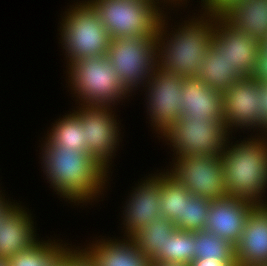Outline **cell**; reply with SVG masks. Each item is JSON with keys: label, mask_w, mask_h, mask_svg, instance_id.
<instances>
[{"label": "cell", "mask_w": 267, "mask_h": 266, "mask_svg": "<svg viewBox=\"0 0 267 266\" xmlns=\"http://www.w3.org/2000/svg\"><path fill=\"white\" fill-rule=\"evenodd\" d=\"M60 243L51 239L39 240L31 248L9 257L8 264L9 266H56L72 249Z\"/></svg>", "instance_id": "obj_23"}, {"label": "cell", "mask_w": 267, "mask_h": 266, "mask_svg": "<svg viewBox=\"0 0 267 266\" xmlns=\"http://www.w3.org/2000/svg\"><path fill=\"white\" fill-rule=\"evenodd\" d=\"M252 78L261 84H267V51L261 46L252 72Z\"/></svg>", "instance_id": "obj_31"}, {"label": "cell", "mask_w": 267, "mask_h": 266, "mask_svg": "<svg viewBox=\"0 0 267 266\" xmlns=\"http://www.w3.org/2000/svg\"><path fill=\"white\" fill-rule=\"evenodd\" d=\"M192 196L168 171L160 173L161 218H167L176 225L184 217L185 201H189Z\"/></svg>", "instance_id": "obj_22"}, {"label": "cell", "mask_w": 267, "mask_h": 266, "mask_svg": "<svg viewBox=\"0 0 267 266\" xmlns=\"http://www.w3.org/2000/svg\"><path fill=\"white\" fill-rule=\"evenodd\" d=\"M185 78L164 71L159 66L153 70L146 82L148 97L147 111L152 121L151 125L156 132L162 135L172 124L181 117L182 109V83ZM161 133V134H160Z\"/></svg>", "instance_id": "obj_11"}, {"label": "cell", "mask_w": 267, "mask_h": 266, "mask_svg": "<svg viewBox=\"0 0 267 266\" xmlns=\"http://www.w3.org/2000/svg\"><path fill=\"white\" fill-rule=\"evenodd\" d=\"M189 266H236V263H224L210 259H196Z\"/></svg>", "instance_id": "obj_33"}, {"label": "cell", "mask_w": 267, "mask_h": 266, "mask_svg": "<svg viewBox=\"0 0 267 266\" xmlns=\"http://www.w3.org/2000/svg\"><path fill=\"white\" fill-rule=\"evenodd\" d=\"M256 206L251 201L227 196L212 200L205 231L236 245L241 238L249 213Z\"/></svg>", "instance_id": "obj_14"}, {"label": "cell", "mask_w": 267, "mask_h": 266, "mask_svg": "<svg viewBox=\"0 0 267 266\" xmlns=\"http://www.w3.org/2000/svg\"><path fill=\"white\" fill-rule=\"evenodd\" d=\"M0 266H9L7 259H0Z\"/></svg>", "instance_id": "obj_36"}, {"label": "cell", "mask_w": 267, "mask_h": 266, "mask_svg": "<svg viewBox=\"0 0 267 266\" xmlns=\"http://www.w3.org/2000/svg\"><path fill=\"white\" fill-rule=\"evenodd\" d=\"M253 137L232 146L227 144L230 141H226L220 157L227 197L266 205L267 202L261 198L267 188V136L258 134Z\"/></svg>", "instance_id": "obj_3"}, {"label": "cell", "mask_w": 267, "mask_h": 266, "mask_svg": "<svg viewBox=\"0 0 267 266\" xmlns=\"http://www.w3.org/2000/svg\"><path fill=\"white\" fill-rule=\"evenodd\" d=\"M224 119L180 117L162 135L170 141L175 157L186 155L220 156L229 140ZM176 151V152H175Z\"/></svg>", "instance_id": "obj_8"}, {"label": "cell", "mask_w": 267, "mask_h": 266, "mask_svg": "<svg viewBox=\"0 0 267 266\" xmlns=\"http://www.w3.org/2000/svg\"><path fill=\"white\" fill-rule=\"evenodd\" d=\"M2 195L3 193L0 194V220L2 219L4 212L12 205V202L9 201V199L7 201Z\"/></svg>", "instance_id": "obj_34"}, {"label": "cell", "mask_w": 267, "mask_h": 266, "mask_svg": "<svg viewBox=\"0 0 267 266\" xmlns=\"http://www.w3.org/2000/svg\"><path fill=\"white\" fill-rule=\"evenodd\" d=\"M210 45L224 55L233 71L241 78L252 77L261 42L244 32L237 31L221 16H215Z\"/></svg>", "instance_id": "obj_13"}, {"label": "cell", "mask_w": 267, "mask_h": 266, "mask_svg": "<svg viewBox=\"0 0 267 266\" xmlns=\"http://www.w3.org/2000/svg\"><path fill=\"white\" fill-rule=\"evenodd\" d=\"M211 200L193 195L189 201H185L184 217L176 224V228L182 231L205 230Z\"/></svg>", "instance_id": "obj_28"}, {"label": "cell", "mask_w": 267, "mask_h": 266, "mask_svg": "<svg viewBox=\"0 0 267 266\" xmlns=\"http://www.w3.org/2000/svg\"><path fill=\"white\" fill-rule=\"evenodd\" d=\"M106 56L131 94L146 84L157 66V35L111 39Z\"/></svg>", "instance_id": "obj_7"}, {"label": "cell", "mask_w": 267, "mask_h": 266, "mask_svg": "<svg viewBox=\"0 0 267 266\" xmlns=\"http://www.w3.org/2000/svg\"><path fill=\"white\" fill-rule=\"evenodd\" d=\"M200 15L202 16L184 21L185 25L179 26L175 31L172 30L171 37L167 34L166 15L162 13L156 32L157 66L184 78L199 74L210 48L215 24V15L204 12Z\"/></svg>", "instance_id": "obj_2"}, {"label": "cell", "mask_w": 267, "mask_h": 266, "mask_svg": "<svg viewBox=\"0 0 267 266\" xmlns=\"http://www.w3.org/2000/svg\"><path fill=\"white\" fill-rule=\"evenodd\" d=\"M60 22L61 40L68 65L79 59L105 56L111 37L89 1L70 6Z\"/></svg>", "instance_id": "obj_4"}, {"label": "cell", "mask_w": 267, "mask_h": 266, "mask_svg": "<svg viewBox=\"0 0 267 266\" xmlns=\"http://www.w3.org/2000/svg\"><path fill=\"white\" fill-rule=\"evenodd\" d=\"M241 1L242 0H201V6L204 8L203 10H205L204 13L222 16L231 7Z\"/></svg>", "instance_id": "obj_30"}, {"label": "cell", "mask_w": 267, "mask_h": 266, "mask_svg": "<svg viewBox=\"0 0 267 266\" xmlns=\"http://www.w3.org/2000/svg\"><path fill=\"white\" fill-rule=\"evenodd\" d=\"M176 229L173 221L158 218L136 231L130 238L145 256H148L152 262H157L165 254L167 237Z\"/></svg>", "instance_id": "obj_21"}, {"label": "cell", "mask_w": 267, "mask_h": 266, "mask_svg": "<svg viewBox=\"0 0 267 266\" xmlns=\"http://www.w3.org/2000/svg\"><path fill=\"white\" fill-rule=\"evenodd\" d=\"M261 98V102L264 105V109L262 111L263 131L264 135H267V84H262Z\"/></svg>", "instance_id": "obj_32"}, {"label": "cell", "mask_w": 267, "mask_h": 266, "mask_svg": "<svg viewBox=\"0 0 267 266\" xmlns=\"http://www.w3.org/2000/svg\"><path fill=\"white\" fill-rule=\"evenodd\" d=\"M76 249L72 247V249L56 266H96L82 249Z\"/></svg>", "instance_id": "obj_29"}, {"label": "cell", "mask_w": 267, "mask_h": 266, "mask_svg": "<svg viewBox=\"0 0 267 266\" xmlns=\"http://www.w3.org/2000/svg\"><path fill=\"white\" fill-rule=\"evenodd\" d=\"M195 247V232L176 229L167 237L165 254L157 262L189 266L194 261Z\"/></svg>", "instance_id": "obj_27"}, {"label": "cell", "mask_w": 267, "mask_h": 266, "mask_svg": "<svg viewBox=\"0 0 267 266\" xmlns=\"http://www.w3.org/2000/svg\"><path fill=\"white\" fill-rule=\"evenodd\" d=\"M194 260L210 259L236 263L235 245L205 230L195 232Z\"/></svg>", "instance_id": "obj_26"}, {"label": "cell", "mask_w": 267, "mask_h": 266, "mask_svg": "<svg viewBox=\"0 0 267 266\" xmlns=\"http://www.w3.org/2000/svg\"><path fill=\"white\" fill-rule=\"evenodd\" d=\"M168 173L195 196L209 200L227 196L223 164L220 156L186 155L174 158Z\"/></svg>", "instance_id": "obj_9"}, {"label": "cell", "mask_w": 267, "mask_h": 266, "mask_svg": "<svg viewBox=\"0 0 267 266\" xmlns=\"http://www.w3.org/2000/svg\"><path fill=\"white\" fill-rule=\"evenodd\" d=\"M42 150L44 173L56 194L70 202H93L108 181V172L88 153L53 145L47 138Z\"/></svg>", "instance_id": "obj_1"}, {"label": "cell", "mask_w": 267, "mask_h": 266, "mask_svg": "<svg viewBox=\"0 0 267 266\" xmlns=\"http://www.w3.org/2000/svg\"><path fill=\"white\" fill-rule=\"evenodd\" d=\"M112 106L84 105L73 112L80 118L87 153L109 173V164L119 146V123ZM113 153V154H112Z\"/></svg>", "instance_id": "obj_10"}, {"label": "cell", "mask_w": 267, "mask_h": 266, "mask_svg": "<svg viewBox=\"0 0 267 266\" xmlns=\"http://www.w3.org/2000/svg\"><path fill=\"white\" fill-rule=\"evenodd\" d=\"M88 1L98 11L100 20L112 39L154 36L163 13L158 5L160 0Z\"/></svg>", "instance_id": "obj_6"}, {"label": "cell", "mask_w": 267, "mask_h": 266, "mask_svg": "<svg viewBox=\"0 0 267 266\" xmlns=\"http://www.w3.org/2000/svg\"><path fill=\"white\" fill-rule=\"evenodd\" d=\"M46 137L53 145L84 151L87 153V146L84 139V130L80 118L73 112L59 118L53 124L50 133Z\"/></svg>", "instance_id": "obj_25"}, {"label": "cell", "mask_w": 267, "mask_h": 266, "mask_svg": "<svg viewBox=\"0 0 267 266\" xmlns=\"http://www.w3.org/2000/svg\"><path fill=\"white\" fill-rule=\"evenodd\" d=\"M236 266L267 263V204L257 205L248 215L239 242L235 245Z\"/></svg>", "instance_id": "obj_17"}, {"label": "cell", "mask_w": 267, "mask_h": 266, "mask_svg": "<svg viewBox=\"0 0 267 266\" xmlns=\"http://www.w3.org/2000/svg\"><path fill=\"white\" fill-rule=\"evenodd\" d=\"M261 46L267 51V38L261 43Z\"/></svg>", "instance_id": "obj_37"}, {"label": "cell", "mask_w": 267, "mask_h": 266, "mask_svg": "<svg viewBox=\"0 0 267 266\" xmlns=\"http://www.w3.org/2000/svg\"><path fill=\"white\" fill-rule=\"evenodd\" d=\"M221 17L261 43L267 38V0H242Z\"/></svg>", "instance_id": "obj_20"}, {"label": "cell", "mask_w": 267, "mask_h": 266, "mask_svg": "<svg viewBox=\"0 0 267 266\" xmlns=\"http://www.w3.org/2000/svg\"><path fill=\"white\" fill-rule=\"evenodd\" d=\"M261 89L262 84L259 81L252 77H245L236 81L228 91L221 94L223 119L227 132L231 134L232 127L235 129L255 127L262 132L260 134H264L262 122L264 105L261 102Z\"/></svg>", "instance_id": "obj_12"}, {"label": "cell", "mask_w": 267, "mask_h": 266, "mask_svg": "<svg viewBox=\"0 0 267 266\" xmlns=\"http://www.w3.org/2000/svg\"><path fill=\"white\" fill-rule=\"evenodd\" d=\"M163 1V0H162ZM169 3V2H171V4L173 3V5L175 4L172 0H164V3Z\"/></svg>", "instance_id": "obj_38"}, {"label": "cell", "mask_w": 267, "mask_h": 266, "mask_svg": "<svg viewBox=\"0 0 267 266\" xmlns=\"http://www.w3.org/2000/svg\"><path fill=\"white\" fill-rule=\"evenodd\" d=\"M204 83L219 93L228 89L241 77L231 69L225 56L210 45L206 57L203 59L202 68L197 75Z\"/></svg>", "instance_id": "obj_24"}, {"label": "cell", "mask_w": 267, "mask_h": 266, "mask_svg": "<svg viewBox=\"0 0 267 266\" xmlns=\"http://www.w3.org/2000/svg\"><path fill=\"white\" fill-rule=\"evenodd\" d=\"M257 266H267V263L260 264V265H257Z\"/></svg>", "instance_id": "obj_39"}, {"label": "cell", "mask_w": 267, "mask_h": 266, "mask_svg": "<svg viewBox=\"0 0 267 266\" xmlns=\"http://www.w3.org/2000/svg\"><path fill=\"white\" fill-rule=\"evenodd\" d=\"M134 190V191H133ZM123 211L124 237H131L136 231L148 226L160 213V172L133 188ZM127 232V233H126Z\"/></svg>", "instance_id": "obj_15"}, {"label": "cell", "mask_w": 267, "mask_h": 266, "mask_svg": "<svg viewBox=\"0 0 267 266\" xmlns=\"http://www.w3.org/2000/svg\"><path fill=\"white\" fill-rule=\"evenodd\" d=\"M25 210L14 203L4 212L0 220V259H8L39 241L31 215Z\"/></svg>", "instance_id": "obj_16"}, {"label": "cell", "mask_w": 267, "mask_h": 266, "mask_svg": "<svg viewBox=\"0 0 267 266\" xmlns=\"http://www.w3.org/2000/svg\"><path fill=\"white\" fill-rule=\"evenodd\" d=\"M151 266H188L184 264H174V263H159V262H152Z\"/></svg>", "instance_id": "obj_35"}, {"label": "cell", "mask_w": 267, "mask_h": 266, "mask_svg": "<svg viewBox=\"0 0 267 266\" xmlns=\"http://www.w3.org/2000/svg\"><path fill=\"white\" fill-rule=\"evenodd\" d=\"M68 69V86H72L74 95L81 100L79 104L114 106L116 101L125 99L130 93L122 85L106 55L79 59L71 63Z\"/></svg>", "instance_id": "obj_5"}, {"label": "cell", "mask_w": 267, "mask_h": 266, "mask_svg": "<svg viewBox=\"0 0 267 266\" xmlns=\"http://www.w3.org/2000/svg\"><path fill=\"white\" fill-rule=\"evenodd\" d=\"M181 117L223 119L221 93L208 87L199 77H185L181 85Z\"/></svg>", "instance_id": "obj_18"}, {"label": "cell", "mask_w": 267, "mask_h": 266, "mask_svg": "<svg viewBox=\"0 0 267 266\" xmlns=\"http://www.w3.org/2000/svg\"><path fill=\"white\" fill-rule=\"evenodd\" d=\"M123 240V241H122ZM97 240L82 249L96 266H151L152 261L127 239Z\"/></svg>", "instance_id": "obj_19"}]
</instances>
